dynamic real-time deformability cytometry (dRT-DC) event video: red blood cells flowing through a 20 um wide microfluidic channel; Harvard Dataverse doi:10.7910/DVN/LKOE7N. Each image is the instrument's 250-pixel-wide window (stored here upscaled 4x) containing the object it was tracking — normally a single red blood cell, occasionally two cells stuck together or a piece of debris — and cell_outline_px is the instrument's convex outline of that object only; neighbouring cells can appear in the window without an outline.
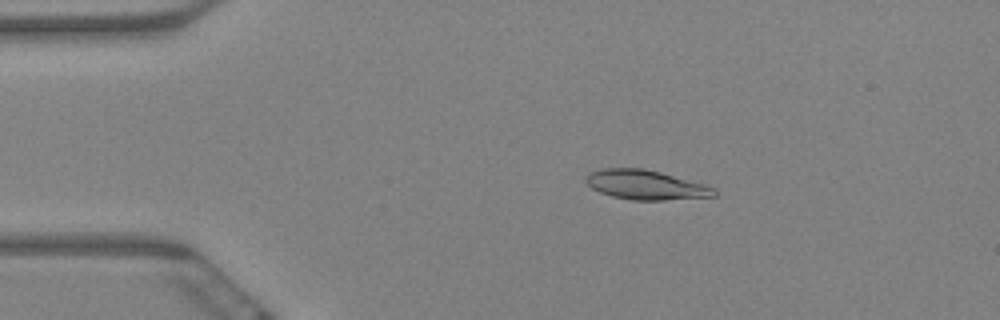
{"species": "Egyptian fruit bat (a non-hibernating species)", "species_latin": "Rousettus aegyptiacus", "temperature_condition": "warm", "stored_images_in_passage": 6, "camera_frame_rate_fps": 3000, "um_per_image_px": 0.085, "animal": {"sex": "female"}, "frame": {"image": 1, "passage_image": 4, "time_ms": 1.0, "image_size_px": [1000, 320], "cell_outline_px": [[716, 196], [664, 200], [632, 200], [612, 196], [600, 192], [592, 188], [584, 180], [588, 172], [600, 168], [644, 168], [660, 172], [704, 184], [716, 188]], "centroid_in_image_um": [54.86, 15.71], "position_along_channel_um": 30.1, "area_um2": 22.08}}